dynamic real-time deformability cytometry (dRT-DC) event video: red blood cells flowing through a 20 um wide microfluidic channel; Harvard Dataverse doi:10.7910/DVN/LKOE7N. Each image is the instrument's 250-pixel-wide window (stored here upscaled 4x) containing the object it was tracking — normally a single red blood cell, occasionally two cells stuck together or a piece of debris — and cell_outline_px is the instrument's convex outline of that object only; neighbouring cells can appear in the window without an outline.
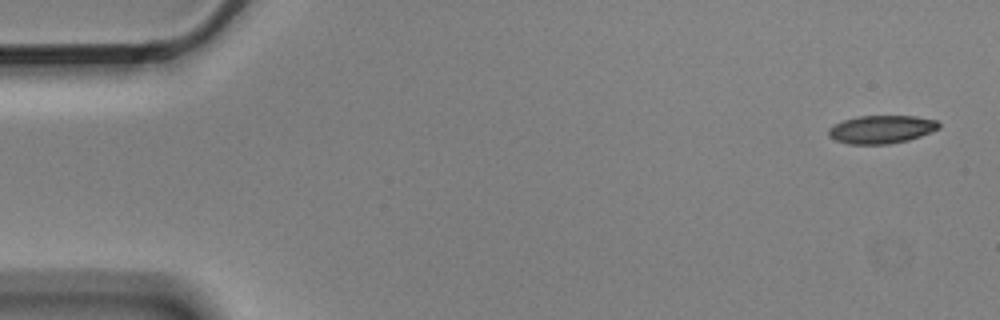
{"species": "Egyptian fruit bat (a non-hibernating species)", "species_latin": "Rousettus aegyptiacus", "temperature_condition": "cold", "stored_images_in_passage": 5, "camera_frame_rate_fps": 3000, "um_per_image_px": 0.085, "animal": {"sex": "male"}, "frame": {"image": 1, "passage_image": 1, "time_ms": 0.0, "image_size_px": [1000, 320], "cell_outline_px": [[940, 128], [920, 136], [908, 140], [888, 144], [848, 144], [836, 140], [828, 136], [828, 128], [832, 124], [844, 120], [860, 116], [916, 116], [936, 120], [940, 124]], "centroid_in_image_um": [74.9, 10.99], "position_along_channel_um": 10.1, "area_um2": 18.09}}
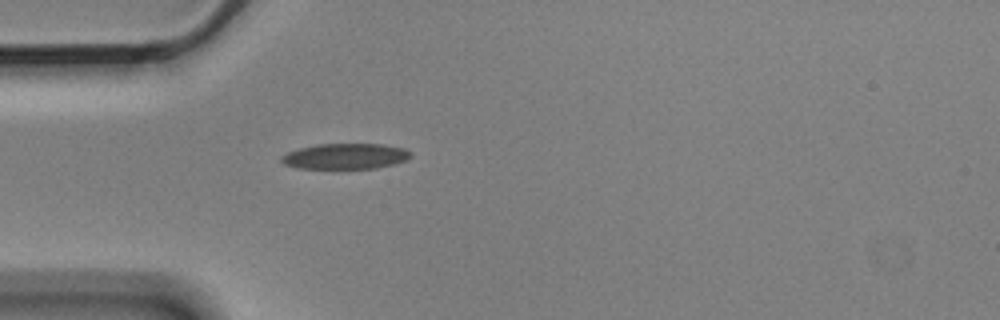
{"frame": {"image": 2, "passage_image": 5, "time_ms": 1.333, "image_size_px": [1000, 320], "cell_outline_px": [[412, 156], [404, 160], [392, 164], [376, 168], [296, 168], [284, 164], [280, 160], [280, 156], [288, 152], [300, 148], [316, 144], [380, 144], [404, 148]], "centroid_in_image_um": [29.3, 13.28], "position_along_channel_um": 55.7, "area_um2": 19.07}}